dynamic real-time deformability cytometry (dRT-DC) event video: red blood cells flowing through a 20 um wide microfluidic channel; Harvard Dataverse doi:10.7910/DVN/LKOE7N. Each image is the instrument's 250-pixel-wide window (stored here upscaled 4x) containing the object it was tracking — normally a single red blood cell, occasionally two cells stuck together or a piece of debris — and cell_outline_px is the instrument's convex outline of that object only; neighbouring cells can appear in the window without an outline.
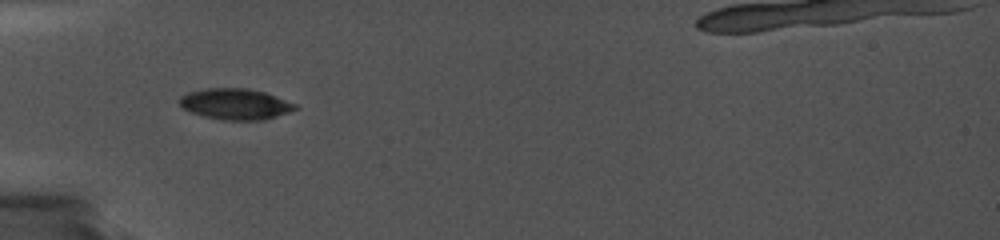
{"species": "common noctule bat (a hibernating species)", "species_latin": "Nyctalus noctula", "temperature_condition": "cold", "stored_images_in_passage": 37, "camera_frame_rate_fps": 5000, "um_per_image_px": 0.085, "animal": {"sex": "female", "body_mass_g": 19.0, "forearm_length_mm": 56.7}, "frame": {"image": 1, "passage_image": 1, "time_ms": 0.0, "image_size_px": [1000, 240], "cell_outline_px": [[300, 108], [264, 120], [224, 120], [204, 116], [192, 112], [184, 108], [180, 104], [180, 96], [188, 92], [204, 88], [248, 88], [264, 92], [276, 96], [296, 104]], "centroid_in_image_um": [20.02, 8.84], "position_along_channel_um": 65.0, "area_um2": 20.81}}
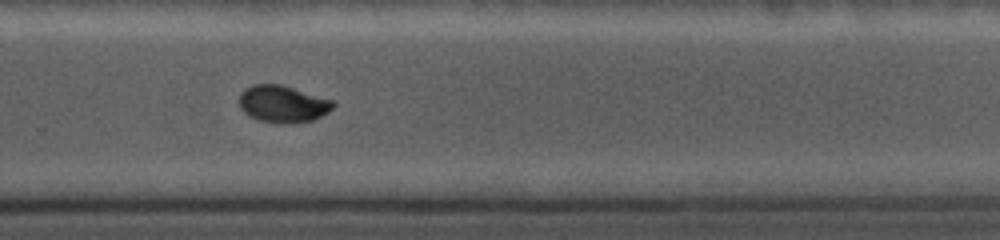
{"frame": {"image": 2, "passage_image": 23, "time_ms": 6.6, "image_size_px": [1000, 240], "cell_outline_px": [[336, 104], [328, 112], [312, 120], [288, 124], [276, 124], [256, 120], [248, 116], [240, 108], [240, 92], [244, 88], [252, 84], [280, 84], [332, 100]], "centroid_in_image_um": [23.99, 8.85], "position_along_channel_um": 305.8, "area_um2": 20.4}}
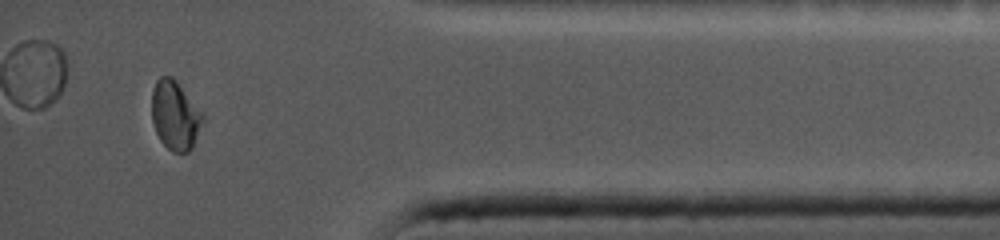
{"frame": {"image": 3, "passage_image": 35, "time_ms": 10.0, "image_size_px": [1000, 240], "cell_outline_px": [[204, 120], [192, 148], [188, 152], [172, 152], [160, 140], [156, 132], [152, 120], [152, 88], [156, 80], [160, 76], [172, 76], [176, 80], [204, 112]], "centroid_in_image_um": [14.9, 9.78], "position_along_channel_um": 420.3, "area_um2": 20.81}}